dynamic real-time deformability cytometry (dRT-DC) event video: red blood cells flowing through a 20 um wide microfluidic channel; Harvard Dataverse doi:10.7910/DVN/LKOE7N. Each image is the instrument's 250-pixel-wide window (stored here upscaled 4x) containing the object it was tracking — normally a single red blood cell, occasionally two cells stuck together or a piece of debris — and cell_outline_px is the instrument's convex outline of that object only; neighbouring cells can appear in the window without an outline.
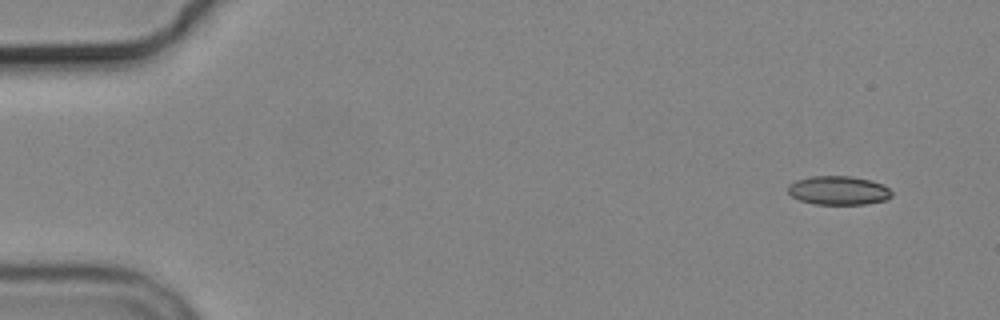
{"species": "common noctule bat (a hibernating species)", "species_latin": "Nyctalus noctula", "temperature_condition": "cold", "stored_images_in_passage": 8, "camera_frame_rate_fps": 3000, "um_per_image_px": 0.085, "animal": {"sex": "male", "body_mass_g": 19.2, "forearm_length_mm": 51.8}, "frame": {"image": 1, "passage_image": 1, "time_ms": 0.0, "image_size_px": [1000, 320], "cell_outline_px": [[892, 196], [884, 200], [864, 204], [816, 204], [800, 200], [792, 196], [788, 192], [788, 184], [796, 180], [812, 176], [848, 176], [872, 180], [884, 184], [892, 192]], "centroid_in_image_um": [71.27, 16.18], "position_along_channel_um": 13.7, "area_um2": 17.4}}
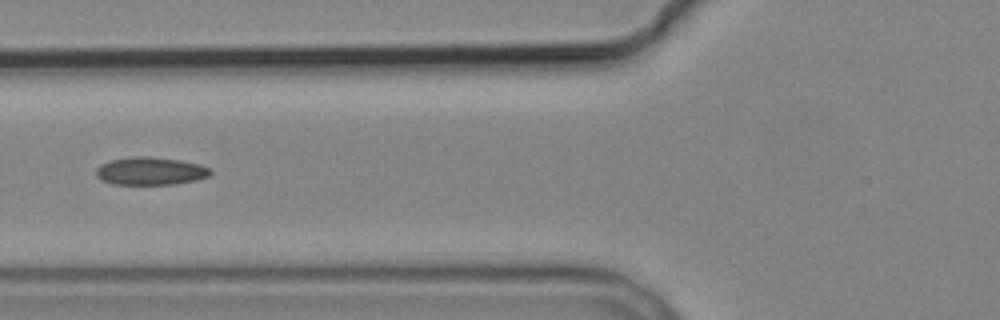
{"frame": {"image": 2, "passage_image": 6, "time_ms": 6.0, "image_size_px": [1000, 320], "cell_outline_px": [[212, 172], [208, 176], [196, 180], [176, 184], [112, 184], [100, 180], [96, 176], [96, 168], [100, 164], [112, 160], [132, 156], [148, 156], [180, 160], [200, 164], [212, 168]], "centroid_in_image_um": [12.79, 14.54], "position_along_channel_um": 113.0, "area_um2": 18.73}}
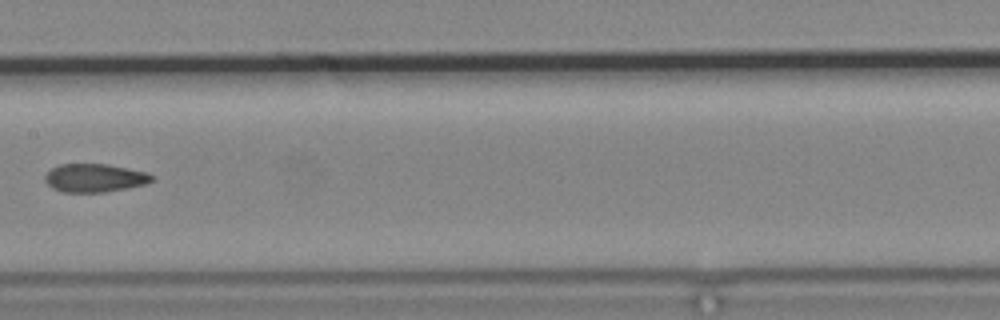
{"frame": {"image": 3, "passage_image": 8, "time_ms": 8.333, "image_size_px": [1000, 320], "cell_outline_px": [[156, 176], [148, 184], [128, 188], [104, 192], [64, 192], [52, 188], [44, 180], [44, 176], [52, 168], [60, 164], [108, 164], [148, 172]], "centroid_in_image_um": [8.09, 15.12], "position_along_channel_um": 199.3, "area_um2": 17.8}}